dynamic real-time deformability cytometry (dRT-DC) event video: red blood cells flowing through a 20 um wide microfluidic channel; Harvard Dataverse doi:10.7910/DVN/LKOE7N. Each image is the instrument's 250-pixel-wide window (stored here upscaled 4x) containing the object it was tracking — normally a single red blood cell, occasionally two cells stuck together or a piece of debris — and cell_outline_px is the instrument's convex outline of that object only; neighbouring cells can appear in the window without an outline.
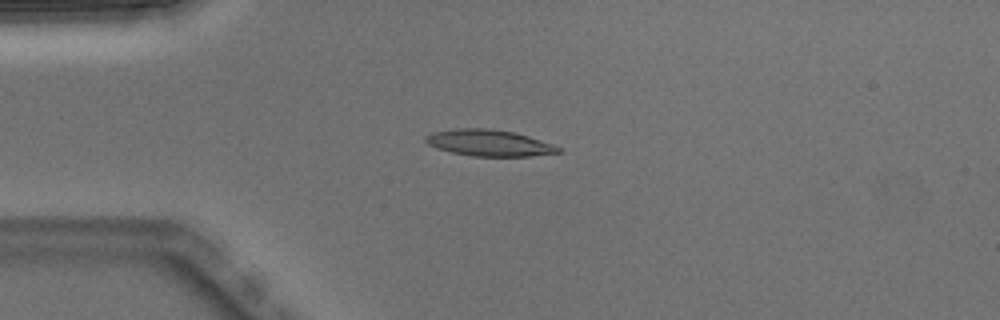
{"species": "Egyptian fruit bat (a non-hibernating species)", "species_latin": "Rousettus aegyptiacus", "temperature_condition": "warm", "stored_images_in_passage": 6, "camera_frame_rate_fps": 3000, "um_per_image_px": 0.085, "animal": {"sex": "male"}, "frame": {"image": 1, "passage_image": 4, "time_ms": 1.0, "image_size_px": [1000, 320], "cell_outline_px": [[560, 152], [528, 156], [472, 156], [452, 152], [436, 148], [428, 144], [424, 140], [424, 136], [432, 132], [456, 128], [492, 128], [512, 132], [528, 136], [552, 144], [560, 148]], "centroid_in_image_um": [41.51, 12.14], "position_along_channel_um": 43.5, "area_um2": 20.29}}
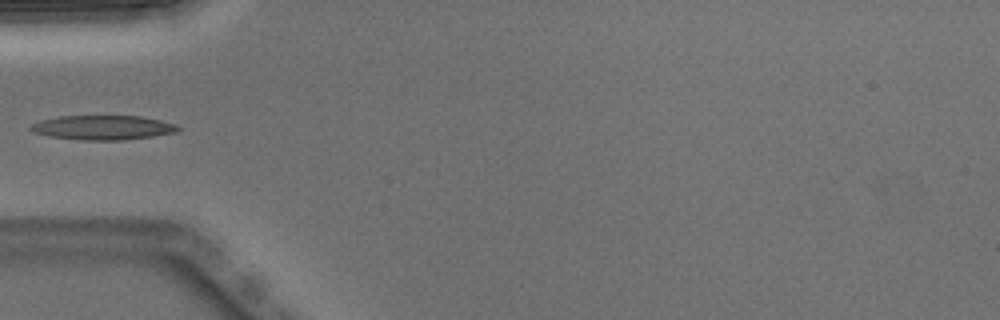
{"frame": {"image": 2, "passage_image": 5, "time_ms": 1.333, "image_size_px": [1000, 320], "cell_outline_px": [[180, 128], [176, 132], [152, 136], [124, 140], [76, 140], [48, 136], [32, 132], [28, 128], [28, 124], [40, 120], [60, 116], [140, 116], [160, 120], [176, 124]], "centroid_in_image_um": [8.67, 10.84], "position_along_channel_um": 76.3, "area_um2": 21.15}}